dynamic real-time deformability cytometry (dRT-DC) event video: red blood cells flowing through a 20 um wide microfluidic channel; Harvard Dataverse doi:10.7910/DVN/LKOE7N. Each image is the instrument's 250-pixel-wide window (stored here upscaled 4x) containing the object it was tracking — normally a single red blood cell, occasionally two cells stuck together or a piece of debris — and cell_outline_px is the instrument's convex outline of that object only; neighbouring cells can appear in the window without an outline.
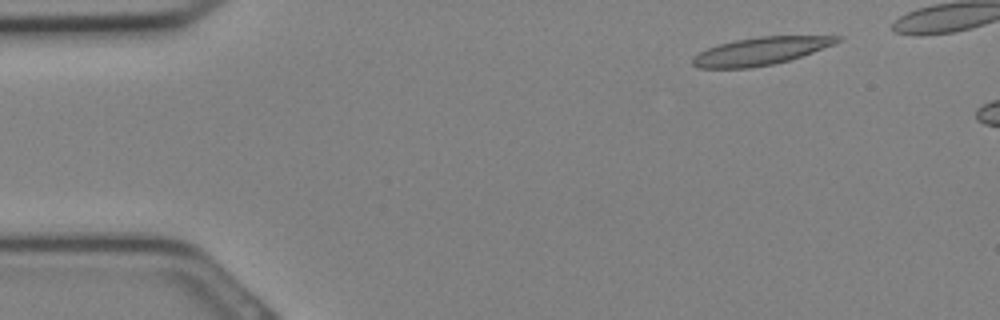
{"species": "Egyptian fruit bat (a non-hibernating species)", "species_latin": "Rousettus aegyptiacus", "temperature_condition": "cold", "stored_images_in_passage": 10, "camera_frame_rate_fps": 3000, "um_per_image_px": 0.085, "animal": {"sex": "female"}, "frame": {"image": 1, "passage_image": 4, "time_ms": 1.0, "image_size_px": [1000, 320], "cell_outline_px": [[844, 36], [840, 40], [832, 44], [812, 52], [788, 60], [772, 64], [748, 68], [696, 68], [692, 64], [692, 56], [716, 44], [736, 40], [760, 36]], "centroid_in_image_um": [64.57, 4.34], "position_along_channel_um": 20.4, "area_um2": 23.06}}